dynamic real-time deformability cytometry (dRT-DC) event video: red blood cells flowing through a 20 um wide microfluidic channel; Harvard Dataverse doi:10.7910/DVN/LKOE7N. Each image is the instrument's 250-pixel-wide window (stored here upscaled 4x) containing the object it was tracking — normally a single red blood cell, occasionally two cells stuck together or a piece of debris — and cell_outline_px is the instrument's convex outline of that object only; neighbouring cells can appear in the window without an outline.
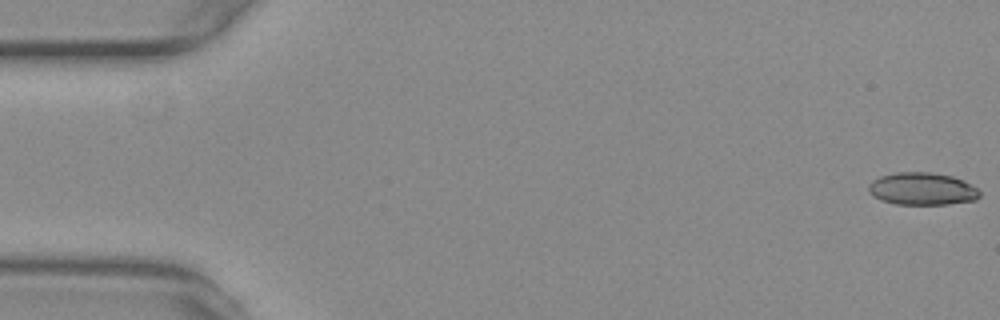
{"species": "common noctule bat (a hibernating species)", "species_latin": "Nyctalus noctula", "temperature_condition": "warm", "stored_images_in_passage": 55, "camera_frame_rate_fps": 3000, "um_per_image_px": 0.085, "animal": {"sex": "female", "body_mass_g": 29.2, "forearm_length_mm": 56.3}, "frame": {"image": 1, "passage_image": 1, "time_ms": 0.0, "image_size_px": [1000, 320], "cell_outline_px": [[980, 196], [976, 200], [948, 204], [896, 204], [880, 200], [872, 196], [868, 192], [868, 184], [872, 180], [880, 176], [896, 172], [932, 172], [952, 176], [964, 180], [976, 188], [980, 192]], "centroid_in_image_um": [78.36, 16.05], "position_along_channel_um": 6.6, "area_um2": 21.21}}
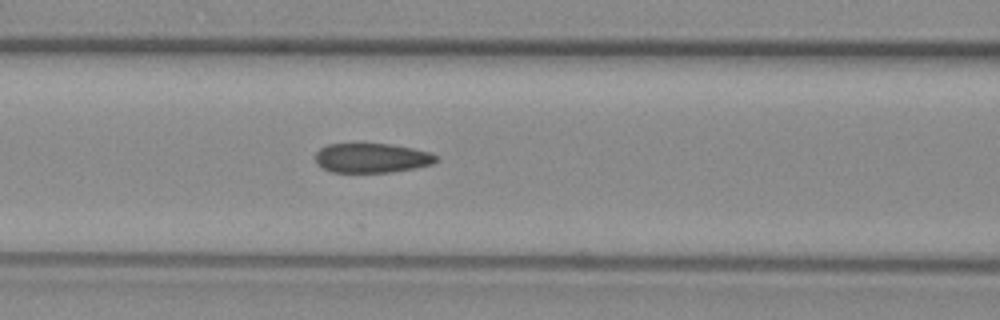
{"frame": {"image": 2, "passage_image": 23, "time_ms": 7.333, "image_size_px": [1000, 320], "cell_outline_px": [[440, 160], [432, 164], [416, 168], [392, 172], [332, 172], [316, 164], [316, 152], [320, 148], [328, 144], [388, 144], [412, 148], [428, 152], [436, 156]], "centroid_in_image_um": [31.6, 13.43], "position_along_channel_um": 135.0, "area_um2": 20.69}}
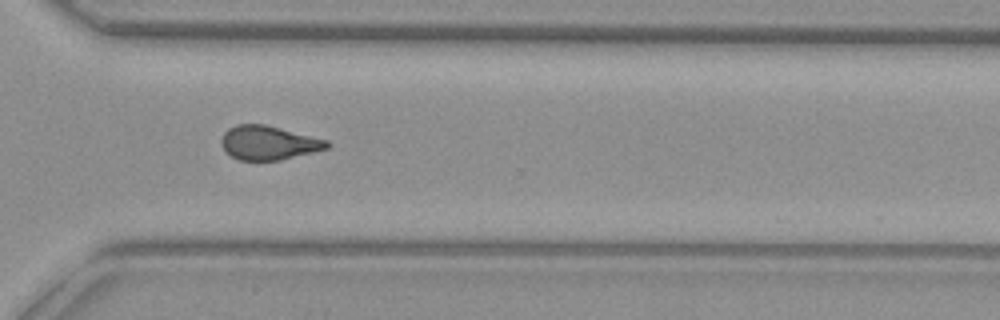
{"frame": {"image": 3, "passage_image": 40, "time_ms": 13.0, "image_size_px": [1000, 320], "cell_outline_px": [[332, 144], [328, 148], [280, 160], [240, 160], [224, 152], [220, 144], [220, 140], [224, 132], [228, 128], [236, 124], [264, 124], [328, 140]], "centroid_in_image_um": [22.79, 12.13], "position_along_channel_um": 347.8, "area_um2": 20.98}, "authors_computed_cell_mechanics": {"area_um2": 21.4438, "velocity_mm_per_s": 3.7589, "shape_relaxation_time_tau1_ms": null, "shape_relaxation_time_tau2_ms": 1.6932, "deformation_change_tau1": null, "deformation_change_tau2": 0.0856}}